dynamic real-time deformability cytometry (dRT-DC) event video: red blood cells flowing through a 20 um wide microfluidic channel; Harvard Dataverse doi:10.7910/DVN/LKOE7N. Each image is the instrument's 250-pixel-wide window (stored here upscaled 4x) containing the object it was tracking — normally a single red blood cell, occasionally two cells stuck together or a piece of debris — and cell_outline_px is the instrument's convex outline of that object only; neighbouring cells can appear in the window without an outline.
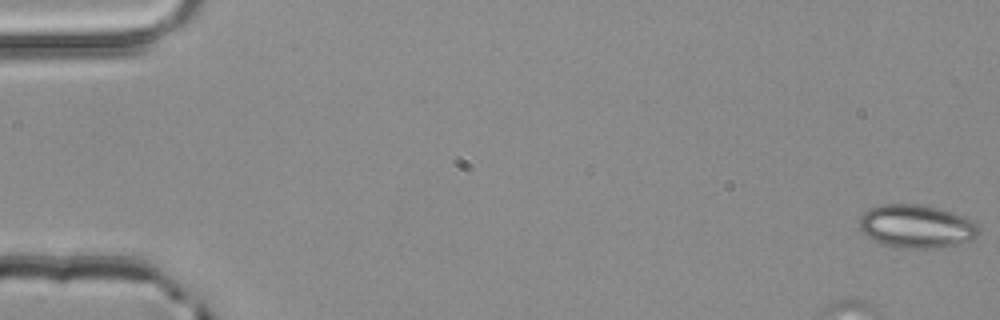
{"species": "common noctule bat (a hibernating species)", "species_latin": "Nyctalus noctula", "temperature_condition": "room temperature", "stored_images_in_passage": 5, "camera_frame_rate_fps": 3000, "um_per_image_px": 0.085, "animal": {"sex": "male", "body_mass_g": 20.4}, "frame": {"image": 1, "passage_image": 1, "time_ms": 0.0, "image_size_px": [1000, 320], "cell_outline_px": [[980, 232], [976, 236], [968, 240], [956, 244], [940, 248], [904, 248], [884, 244], [872, 240], [860, 228], [860, 216], [864, 212], [872, 208], [884, 204], [916, 204], [940, 208], [964, 216], [972, 220], [980, 228]], "centroid_in_image_um": [77.92, 19.23], "position_along_channel_um": 7.1, "area_um2": 29.88}}